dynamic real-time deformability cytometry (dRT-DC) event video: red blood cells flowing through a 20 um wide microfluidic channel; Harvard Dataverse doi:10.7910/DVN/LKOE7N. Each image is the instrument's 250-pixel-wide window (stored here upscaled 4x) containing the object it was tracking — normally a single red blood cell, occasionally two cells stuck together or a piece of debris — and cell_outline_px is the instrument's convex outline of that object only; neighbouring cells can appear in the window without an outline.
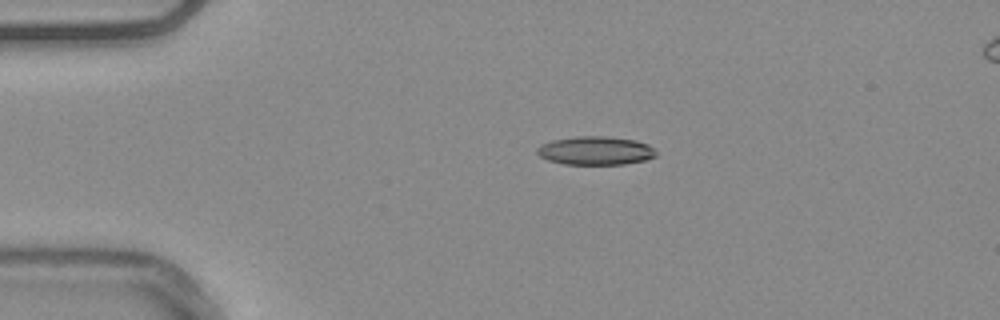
{"species": "common noctule bat (a hibernating species)", "species_latin": "Nyctalus noctula", "temperature_condition": "warm", "stored_images_in_passage": 44, "camera_frame_rate_fps": 3000, "um_per_image_px": 0.085, "animal": {"sex": "male", "body_mass_g": 20.4}, "frame": {"image": 1, "passage_image": 1, "time_ms": 0.0, "image_size_px": [1000, 320], "cell_outline_px": [[656, 156], [644, 160], [624, 164], [564, 164], [548, 160], [540, 156], [536, 152], [536, 148], [540, 144], [552, 140], [576, 136], [608, 136], [636, 140], [648, 144], [656, 152]], "centroid_in_image_um": [50.59, 12.79], "position_along_channel_um": 34.4, "area_um2": 19.83}}
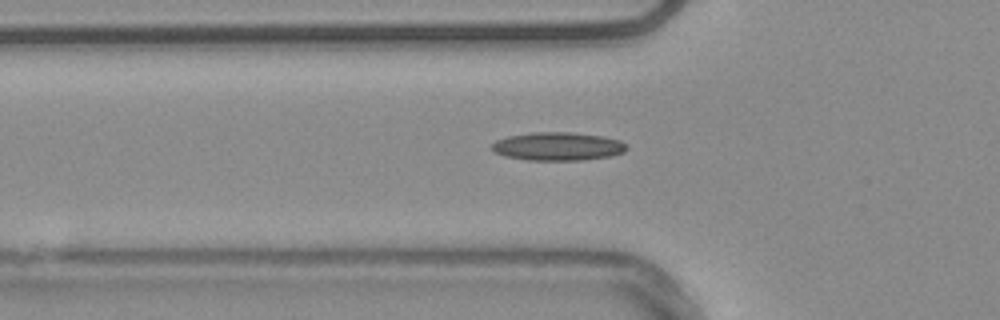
{"frame": {"image": 2, "passage_image": 8, "time_ms": 2.333, "image_size_px": [1000, 320], "cell_outline_px": [[628, 148], [624, 152], [612, 156], [584, 160], [528, 160], [504, 156], [492, 152], [492, 144], [496, 140], [508, 136], [532, 132], [572, 132], [604, 136], [620, 140]], "centroid_in_image_um": [47.41, 12.44], "position_along_channel_um": 78.4, "area_um2": 22.43}}
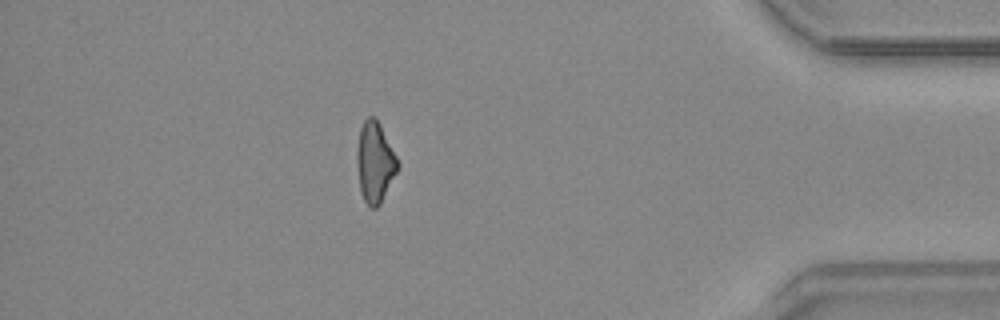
{"frame": {"image": 3, "passage_image": 37, "time_ms": 12.0, "image_size_px": [1000, 320], "cell_outline_px": [[400, 164], [380, 204], [376, 208], [368, 208], [360, 192], [356, 160], [356, 152], [360, 128], [364, 120], [368, 116], [376, 116]], "centroid_in_image_um": [31.84, 13.79], "position_along_channel_um": 403.4, "area_um2": 19.19}}